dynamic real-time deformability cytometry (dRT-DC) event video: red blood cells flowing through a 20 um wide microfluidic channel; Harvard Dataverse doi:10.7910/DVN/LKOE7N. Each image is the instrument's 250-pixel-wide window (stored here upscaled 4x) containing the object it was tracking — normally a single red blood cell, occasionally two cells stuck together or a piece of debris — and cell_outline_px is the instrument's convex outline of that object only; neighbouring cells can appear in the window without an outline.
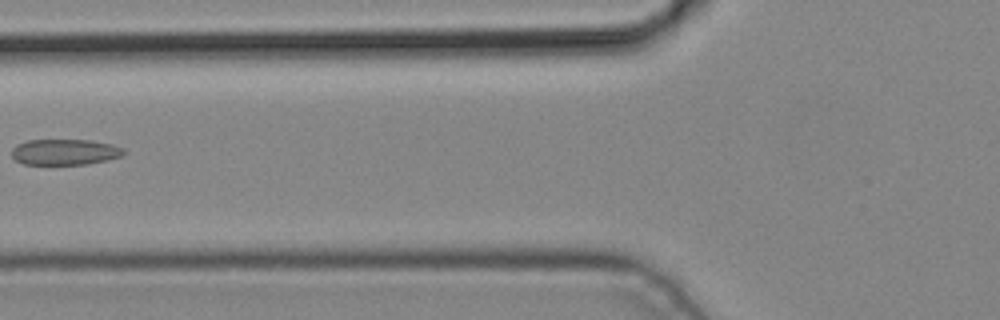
{"species": "common noctule bat (a hibernating species)", "species_latin": "Nyctalus noctula", "temperature_condition": "cold", "stored_images_in_passage": 2, "camera_frame_rate_fps": 3000, "um_per_image_px": 0.085, "animal": {"sex": "male", "body_mass_g": 19.2, "forearm_length_mm": 51.8}, "frame": {"image": 1, "passage_image": 2, "time_ms": 0.333, "image_size_px": [1000, 320], "cell_outline_px": [[128, 152], [120, 156], [108, 160], [88, 164], [24, 164], [16, 160], [12, 156], [12, 148], [16, 144], [28, 140], [88, 140], [112, 144], [124, 148]], "centroid_in_image_um": [5.53, 12.92], "position_along_channel_um": 120.3, "area_um2": 16.94}}